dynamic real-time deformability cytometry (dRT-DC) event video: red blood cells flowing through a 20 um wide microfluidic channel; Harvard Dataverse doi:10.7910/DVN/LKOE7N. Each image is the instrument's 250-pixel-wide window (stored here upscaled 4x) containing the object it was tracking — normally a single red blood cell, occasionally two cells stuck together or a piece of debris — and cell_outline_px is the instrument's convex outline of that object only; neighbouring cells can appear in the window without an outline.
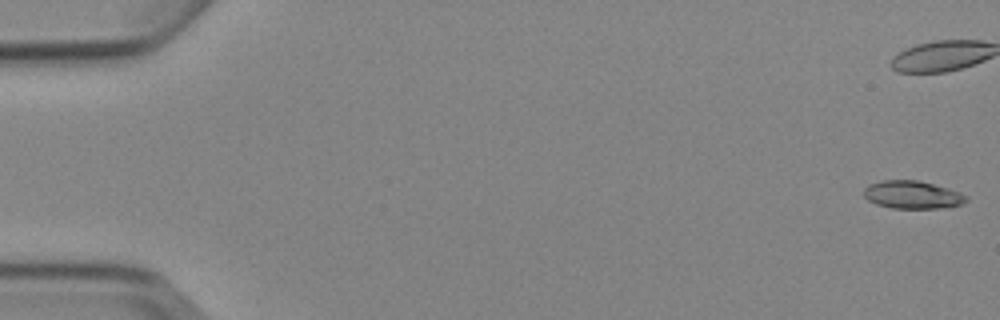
{"species": "Egyptian fruit bat (a non-hibernating species)", "species_latin": "Rousettus aegyptiacus", "temperature_condition": "cold", "stored_images_in_passage": 7, "camera_frame_rate_fps": 3000, "um_per_image_px": 0.085, "animal": {"sex": "female"}, "frame": {"image": 1, "passage_image": 1, "time_ms": 0.0, "image_size_px": [1000, 320], "cell_outline_px": [[968, 200], [964, 204], [944, 208], [892, 208], [876, 204], [868, 200], [864, 196], [864, 188], [868, 184], [884, 180], [916, 180], [948, 188], [960, 192], [968, 196]], "centroid_in_image_um": [77.57, 16.56], "position_along_channel_um": 7.4, "area_um2": 16.7}}
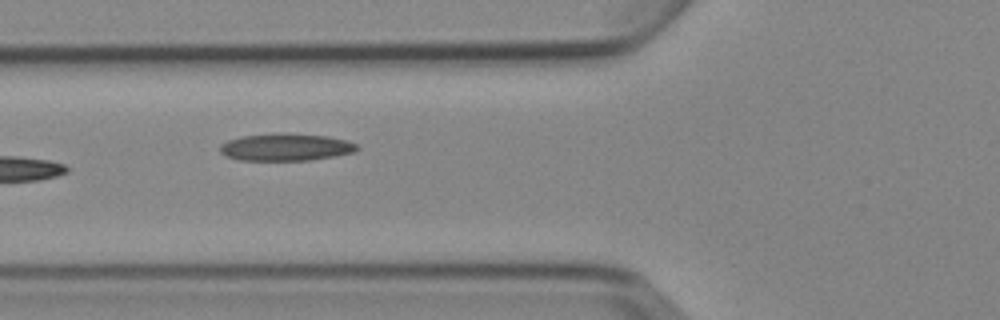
{"frame": {"image": 2, "passage_image": 6, "time_ms": 7.0, "image_size_px": [1000, 320], "cell_outline_px": [[360, 148], [352, 152], [332, 156], [308, 160], [240, 160], [228, 156], [220, 152], [220, 144], [228, 140], [240, 136], [284, 132], [328, 136], [344, 140], [356, 144]], "centroid_in_image_um": [24.26, 12.49], "position_along_channel_um": 101.5, "area_um2": 21.68}}
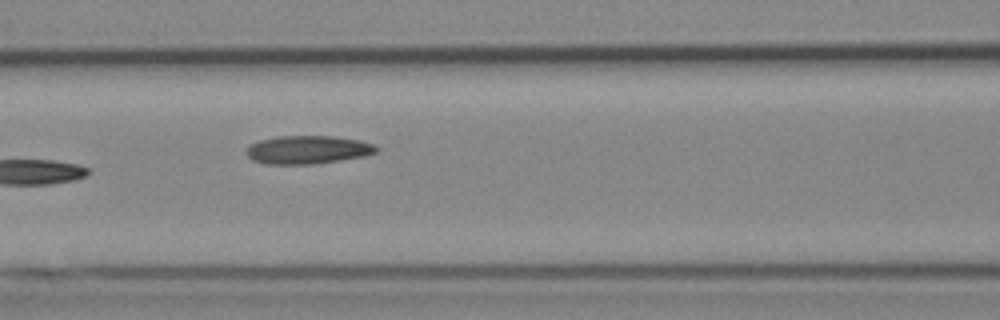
{"frame": {"image": 3, "passage_image": 7, "time_ms": 8.0, "image_size_px": [1000, 320], "cell_outline_px": [[380, 148], [376, 152], [364, 156], [316, 164], [264, 164], [252, 160], [244, 152], [252, 144], [260, 140], [276, 136], [332, 136], [360, 140], [376, 144]], "centroid_in_image_um": [26.18, 12.73], "position_along_channel_um": 140.4, "area_um2": 21.56}}